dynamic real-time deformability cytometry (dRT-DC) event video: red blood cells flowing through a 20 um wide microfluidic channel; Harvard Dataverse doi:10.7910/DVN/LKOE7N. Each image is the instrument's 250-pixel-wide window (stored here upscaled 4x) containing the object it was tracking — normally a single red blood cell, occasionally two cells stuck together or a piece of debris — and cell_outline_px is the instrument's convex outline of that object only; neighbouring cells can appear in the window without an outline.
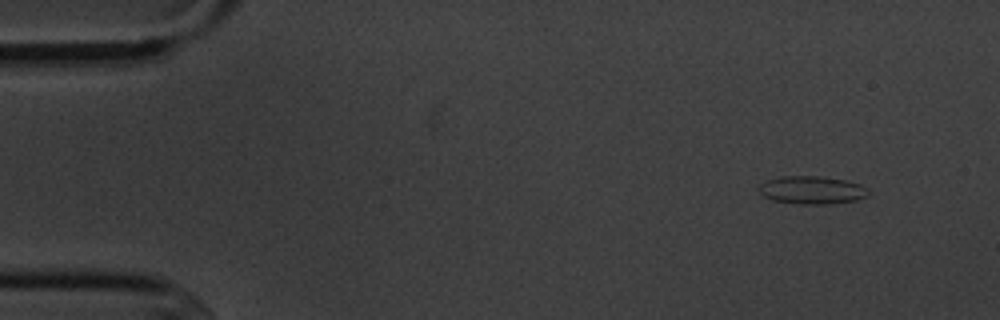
{"species": "common noctule bat (a hibernating species)", "species_latin": "Nyctalus noctula", "temperature_condition": "cold", "stored_images_in_passage": 4, "camera_frame_rate_fps": 3000, "um_per_image_px": 0.085, "animal": {"sex": "male", "body_mass_g": 20.1, "forearm_length_mm": 53.5}, "frame": {"image": 1, "passage_image": 1, "time_ms": 0.0, "image_size_px": [1000, 320], "cell_outline_px": [[868, 196], [856, 200], [824, 204], [800, 204], [772, 200], [764, 196], [756, 188], [760, 184], [768, 180], [780, 176], [820, 176], [844, 180], [860, 184], [868, 188]], "centroid_in_image_um": [69.0, 16.15], "position_along_channel_um": 16.0, "area_um2": 17.8}}
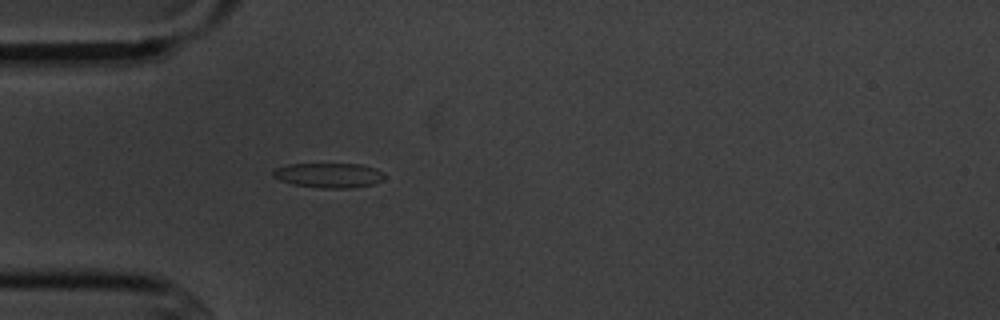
{"frame": {"image": 2, "passage_image": 4, "time_ms": 3.667, "image_size_px": [1000, 320], "cell_outline_px": [[384, 180], [372, 184], [352, 188], [320, 188], [292, 184], [280, 180], [272, 176], [272, 172], [276, 168], [288, 164], [360, 164], [376, 168], [384, 172]], "centroid_in_image_um": [27.96, 14.9], "position_along_channel_um": 57.0, "area_um2": 16.18}}